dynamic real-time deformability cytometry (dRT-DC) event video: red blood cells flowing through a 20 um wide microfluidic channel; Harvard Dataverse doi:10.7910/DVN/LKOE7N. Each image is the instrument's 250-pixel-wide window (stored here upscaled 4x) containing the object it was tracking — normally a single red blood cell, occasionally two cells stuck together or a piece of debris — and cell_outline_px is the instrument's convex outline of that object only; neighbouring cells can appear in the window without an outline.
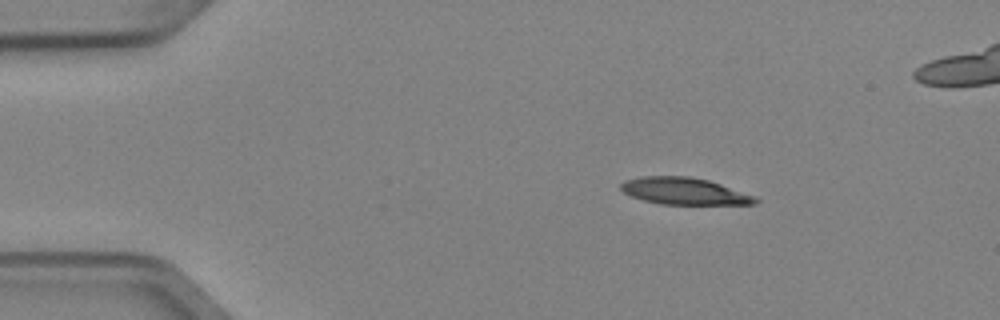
{"species": "Egyptian fruit bat (a non-hibernating species)", "species_latin": "Rousettus aegyptiacus", "temperature_condition": "cold", "stored_images_in_passage": 4, "camera_frame_rate_fps": 3000, "um_per_image_px": 0.085, "animal": {"sex": "female"}, "frame": {"image": 1, "passage_image": 1, "time_ms": 0.0, "image_size_px": [1000, 320], "cell_outline_px": [[760, 200], [756, 204], [660, 204], [644, 200], [632, 196], [624, 192], [620, 188], [620, 184], [624, 180], [640, 176], [688, 176], [708, 180], [756, 196]], "centroid_in_image_um": [58.16, 16.24], "position_along_channel_um": 26.8, "area_um2": 21.04}}